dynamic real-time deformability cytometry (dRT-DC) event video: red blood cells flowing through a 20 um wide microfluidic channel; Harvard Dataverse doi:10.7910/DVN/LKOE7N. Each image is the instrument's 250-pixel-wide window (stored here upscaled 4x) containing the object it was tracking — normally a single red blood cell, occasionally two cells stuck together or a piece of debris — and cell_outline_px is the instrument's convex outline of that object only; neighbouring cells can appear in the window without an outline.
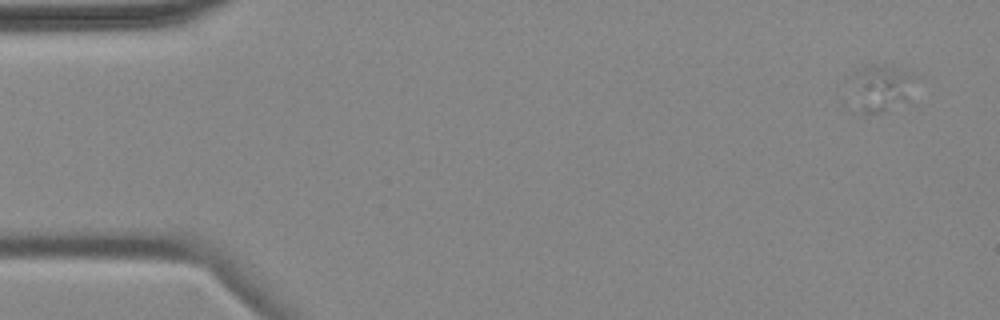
{"species": "common noctule bat (a hibernating species)", "species_latin": "Nyctalus noctula", "temperature_condition": "cold", "stored_images_in_passage": 4, "camera_frame_rate_fps": 3000, "um_per_image_px": 0.085, "animal": {"sex": "female", "body_mass_g": 18.4}, "frame": {"image": 1, "passage_image": 1, "time_ms": 0.0, "image_size_px": [1000, 320], "cell_outline_px": [[912, 76], [908, 100], [884, 112], [864, 116], [860, 112], [852, 76], [856, 72], [872, 64], [892, 64], [908, 72]], "centroid_in_image_um": [74.9, 7.47], "position_along_channel_um": 10.1, "area_um2": 16.88}}
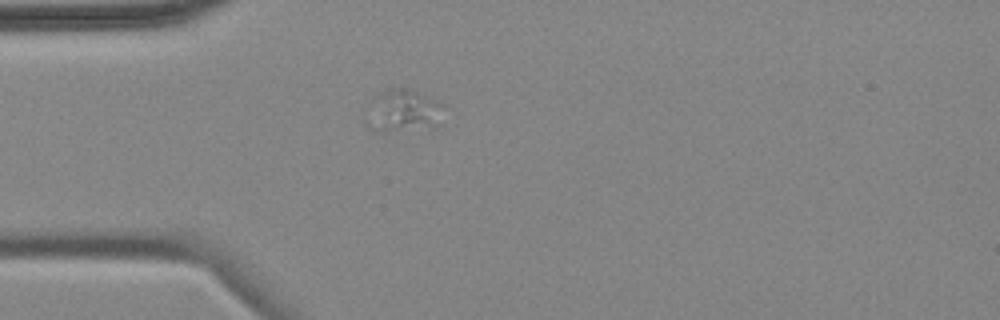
{"frame": {"image": 2, "passage_image": 4, "time_ms": 4.333, "image_size_px": [1000, 320], "cell_outline_px": [[448, 104], [436, 128], [384, 132], [380, 132], [364, 124], [376, 96], [380, 92], [388, 88], [412, 88]], "centroid_in_image_um": [34.39, 9.42], "position_along_channel_um": 50.6, "area_um2": 19.83}}